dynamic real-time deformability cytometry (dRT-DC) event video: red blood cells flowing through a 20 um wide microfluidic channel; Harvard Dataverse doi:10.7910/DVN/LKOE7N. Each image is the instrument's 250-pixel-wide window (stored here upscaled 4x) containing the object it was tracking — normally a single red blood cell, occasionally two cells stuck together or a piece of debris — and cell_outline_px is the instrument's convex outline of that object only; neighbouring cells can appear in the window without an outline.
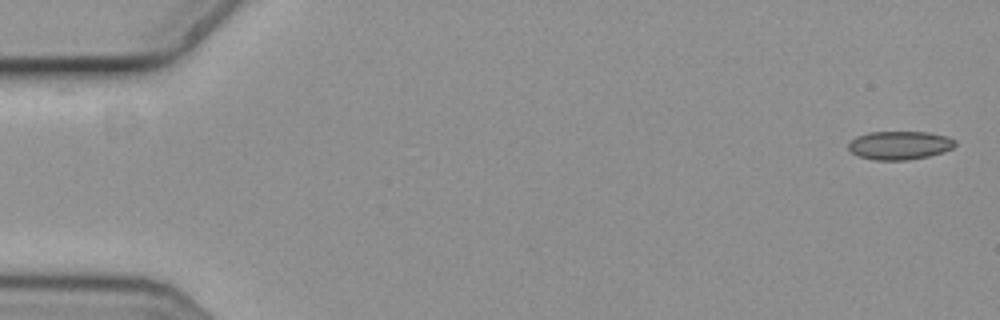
{"species": "common noctule bat (a hibernating species)", "species_latin": "Nyctalus noctula", "temperature_condition": "cold", "stored_images_in_passage": 6, "camera_frame_rate_fps": 3000, "um_per_image_px": 0.085, "animal": {"sex": "female", "body_mass_g": 19.3, "forearm_length_mm": 54.1}, "frame": {"image": 1, "passage_image": 1, "time_ms": 0.0, "image_size_px": [1000, 320], "cell_outline_px": [[956, 144], [952, 148], [944, 152], [928, 156], [908, 160], [872, 160], [860, 156], [852, 152], [848, 148], [848, 144], [856, 136], [868, 132], [928, 132], [948, 136], [956, 140]], "centroid_in_image_um": [76.49, 12.34], "position_along_channel_um": 8.5, "area_um2": 17.8}}
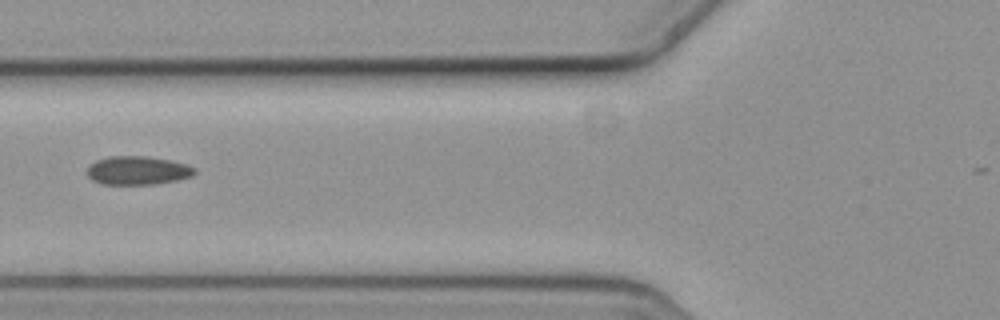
{"frame": {"image": 2, "passage_image": 6, "time_ms": 1.667, "image_size_px": [1000, 320], "cell_outline_px": [[196, 172], [192, 176], [176, 180], [152, 184], [104, 184], [92, 180], [88, 176], [88, 164], [96, 160], [108, 156], [148, 156], [188, 164], [196, 168]], "centroid_in_image_um": [11.7, 14.48], "position_along_channel_um": 114.1, "area_um2": 17.92}}